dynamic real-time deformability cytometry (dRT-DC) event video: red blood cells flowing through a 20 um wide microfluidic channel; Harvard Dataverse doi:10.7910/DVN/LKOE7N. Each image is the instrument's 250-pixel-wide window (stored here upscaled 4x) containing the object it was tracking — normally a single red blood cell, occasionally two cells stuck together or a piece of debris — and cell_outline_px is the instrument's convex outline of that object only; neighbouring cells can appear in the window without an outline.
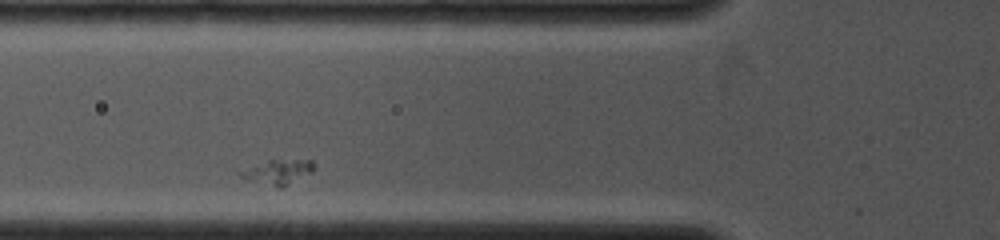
{"species": "common noctule bat (a hibernating species)", "species_latin": "Nyctalus noctula", "temperature_condition": "cold", "stored_images_in_passage": 35, "camera_frame_rate_fps": 4000, "um_per_image_px": 0.085, "animal": {"sex": "female", "body_mass_g": 19.0, "forearm_length_mm": 53.3}, "frame": {"image": 1, "passage_image": 6, "time_ms": 1.25, "image_size_px": [1000, 240], "cell_outline_px": [[316, 168], [312, 172], [284, 188], [276, 188], [240, 176], [236, 172], [268, 160], [312, 160]], "centroid_in_image_um": [23.67, 14.63], "position_along_channel_um": 102.1, "area_um2": 10.58}}
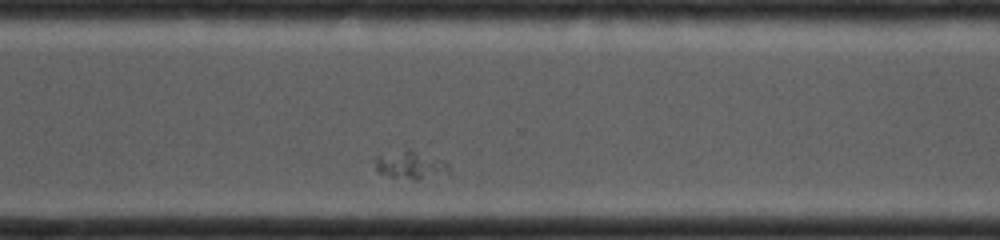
{"frame": {"image": 2, "passage_image": 30, "time_ms": 7.25, "image_size_px": [1000, 240], "cell_outline_px": [[452, 172], [416, 180], [392, 176], [376, 172], [376, 156], [408, 148], [444, 160], [448, 164]], "centroid_in_image_um": [34.93, 14.01], "position_along_channel_um": 335.7, "area_um2": 12.02}}